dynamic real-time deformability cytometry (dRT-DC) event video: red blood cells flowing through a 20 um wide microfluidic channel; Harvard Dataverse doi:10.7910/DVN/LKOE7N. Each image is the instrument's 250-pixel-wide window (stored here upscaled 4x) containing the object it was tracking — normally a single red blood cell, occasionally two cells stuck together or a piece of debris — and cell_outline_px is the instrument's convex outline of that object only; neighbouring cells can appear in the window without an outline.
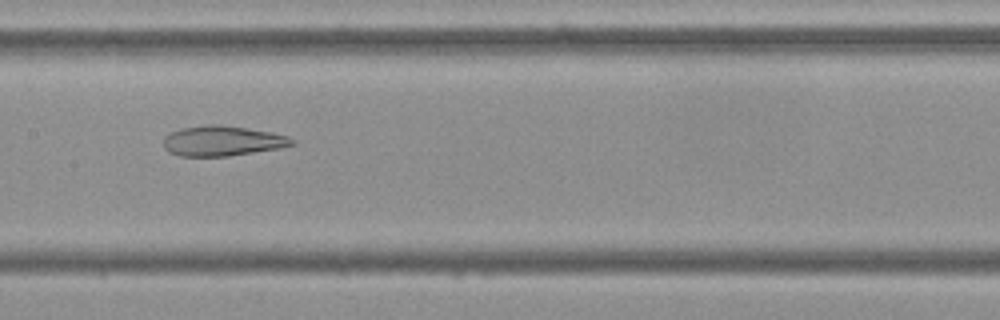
{"species": "Egyptian fruit bat (a non-hibernating species)", "species_latin": "Rousettus aegyptiacus", "temperature_condition": "cold", "stored_images_in_passage": 54, "camera_frame_rate_fps": 3000, "um_per_image_px": 0.085, "frame": {"image": 1, "passage_image": 26, "time_ms": 8.333, "image_size_px": [1000, 320], "cell_outline_px": [[296, 144], [280, 148], [228, 156], [180, 156], [168, 152], [164, 148], [164, 136], [180, 128], [204, 124], [220, 124], [248, 128], [272, 132], [288, 136], [296, 140]], "centroid_in_image_um": [18.91, 11.97], "position_along_channel_um": 188.5, "area_um2": 22.83}}
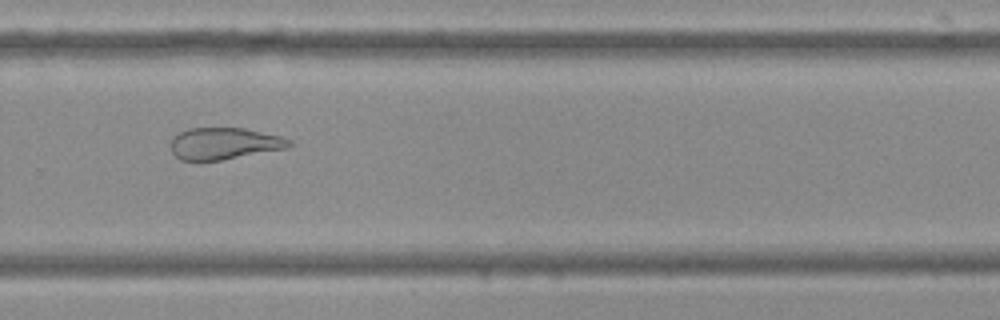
{"frame": {"image": 2, "passage_image": 36, "time_ms": 11.667, "image_size_px": [1000, 320], "cell_outline_px": [[292, 144], [288, 148], [220, 160], [180, 160], [172, 152], [172, 140], [180, 132], [188, 128], [244, 128], [280, 136], [292, 140]], "centroid_in_image_um": [19.09, 12.19], "position_along_channel_um": 310.7, "area_um2": 21.68}}
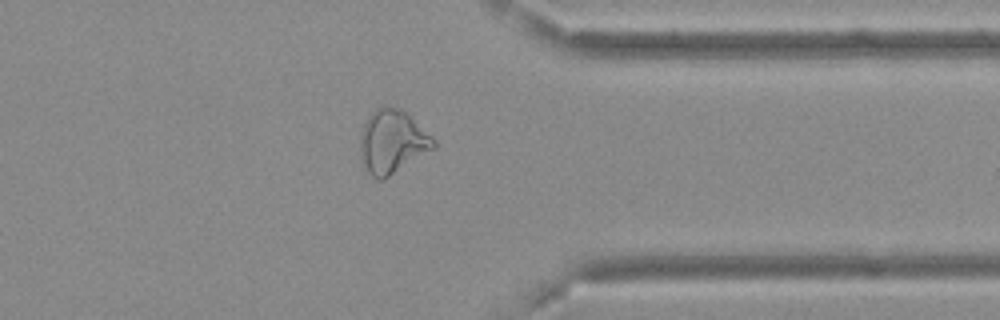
{"frame": {"image": 3, "passage_image": 42, "time_ms": 13.667, "image_size_px": [1000, 320], "cell_outline_px": [[436, 148], [388, 176], [380, 180], [376, 180], [360, 164], [360, 132], [368, 116], [376, 108], [400, 108], [432, 136], [436, 140]], "centroid_in_image_um": [33.32, 12.08], "position_along_channel_um": 378.1, "area_um2": 26.99}, "authors_computed_cell_mechanics": {"area_um2": 28.2931, "velocity_mm_per_s": 3.6838, "shape_relaxation_time_tau1_ms": null, "shape_relaxation_time_tau2_ms": 3.4643, "deformation_change_tau1": null, "deformation_change_tau2": 0.128}}